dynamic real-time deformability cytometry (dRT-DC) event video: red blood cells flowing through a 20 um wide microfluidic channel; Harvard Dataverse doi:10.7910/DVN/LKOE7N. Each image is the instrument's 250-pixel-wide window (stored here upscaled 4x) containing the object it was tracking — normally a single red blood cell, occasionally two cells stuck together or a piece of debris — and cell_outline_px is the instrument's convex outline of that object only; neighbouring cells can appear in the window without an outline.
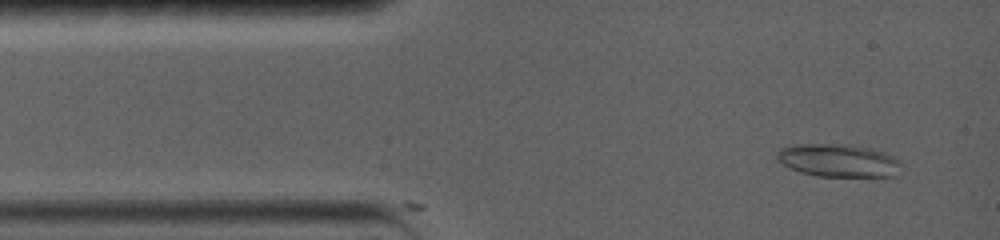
{"species": "common noctule bat (a hibernating species)", "species_latin": "Nyctalus noctula", "temperature_condition": "warm", "stored_images_in_passage": 74, "camera_frame_rate_fps": 5000, "um_per_image_px": 0.085, "animal": {"sex": "female", "body_mass_g": 19.0, "forearm_length_mm": 56.7}, "frame": {"image": 1, "passage_image": 5, "time_ms": 0.8, "image_size_px": [1000, 240], "cell_outline_px": [[900, 164], [896, 176], [816, 176], [800, 172], [784, 164], [776, 156], [776, 152], [780, 148], [792, 144], [844, 144], [868, 148], [892, 156]], "centroid_in_image_um": [71.2, 13.64], "position_along_channel_um": 13.8, "area_um2": 23.41}}
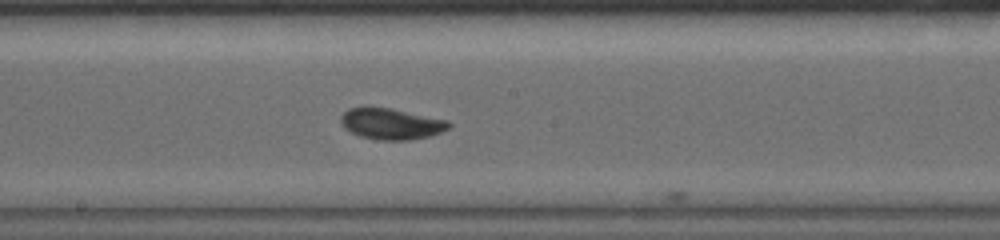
{"frame": {"image": 2, "passage_image": 39, "time_ms": 7.6, "image_size_px": [1000, 240], "cell_outline_px": [[452, 124], [448, 128], [440, 132], [428, 136], [408, 140], [380, 140], [360, 136], [344, 128], [340, 124], [340, 116], [348, 108], [364, 104], [368, 104], [392, 108], [448, 120]], "centroid_in_image_um": [33.18, 10.47], "position_along_channel_um": 215.0, "area_um2": 20.11}}
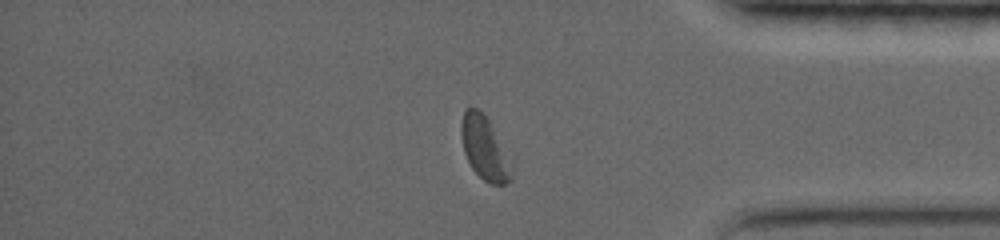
{"frame": {"image": 3, "passage_image": 65, "time_ms": 12.8, "image_size_px": [1000, 240], "cell_outline_px": [[512, 180], [504, 184], [488, 184], [472, 168], [464, 152], [460, 132], [460, 124], [464, 108], [476, 108], [488, 120], [504, 152], [512, 172]], "centroid_in_image_um": [41.12, 12.61], "position_along_channel_um": 394.1, "area_um2": 17.8}, "authors_computed_cell_mechanics": {"area_um2": 19.1029, "velocity_mm_per_s": 3.7429, "shape_relaxation_time_tau1_ms": 4.7209, "shape_relaxation_time_tau2_ms": 1.4412, "deformation_change_tau1": 0.1124, "deformation_change_tau2": 0.0479}}